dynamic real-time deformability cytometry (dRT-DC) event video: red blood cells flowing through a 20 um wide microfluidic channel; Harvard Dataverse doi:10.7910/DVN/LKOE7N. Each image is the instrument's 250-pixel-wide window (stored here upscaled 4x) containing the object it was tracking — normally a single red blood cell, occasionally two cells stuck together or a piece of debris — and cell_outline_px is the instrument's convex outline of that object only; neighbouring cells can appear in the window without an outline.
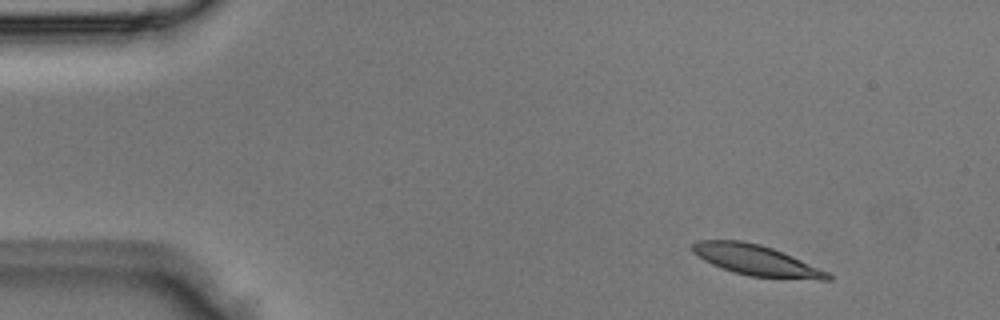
{"species": "Egyptian fruit bat (a non-hibernating species)", "species_latin": "Rousettus aegyptiacus", "temperature_condition": "room temperature", "stored_images_in_passage": 3, "camera_frame_rate_fps": 3000, "um_per_image_px": 0.085, "animal": {"sex": "male"}, "frame": {"image": 1, "passage_image": 1, "time_ms": 0.0, "image_size_px": [1000, 320], "cell_outline_px": [[832, 280], [820, 280], [748, 276], [712, 264], [696, 256], [692, 252], [692, 244], [700, 240], [740, 240], [760, 244], [772, 248], [792, 256], [828, 272], [832, 276]], "centroid_in_image_um": [64.27, 22.12], "position_along_channel_um": 20.7, "area_um2": 23.87}}
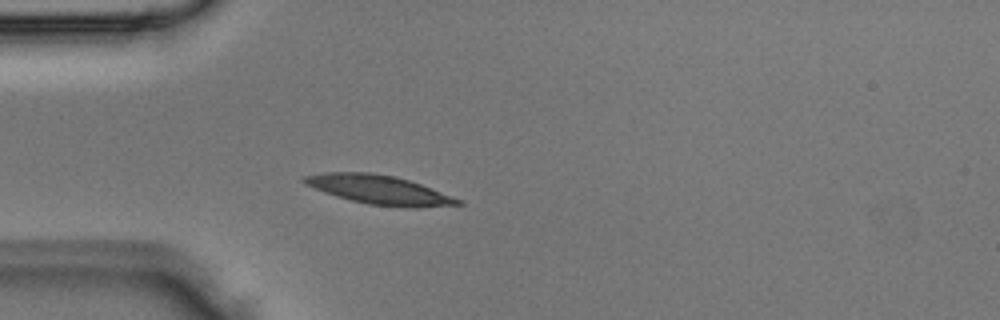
{"frame": {"image": 2, "passage_image": 3, "time_ms": 0.667, "image_size_px": [1000, 320], "cell_outline_px": [[464, 204], [416, 208], [408, 208], [368, 204], [336, 196], [324, 192], [304, 184], [300, 180], [304, 176], [324, 172], [372, 172], [396, 176], [420, 184], [464, 200]], "centroid_in_image_um": [32.24, 16.13], "position_along_channel_um": 52.8, "area_um2": 26.13}}